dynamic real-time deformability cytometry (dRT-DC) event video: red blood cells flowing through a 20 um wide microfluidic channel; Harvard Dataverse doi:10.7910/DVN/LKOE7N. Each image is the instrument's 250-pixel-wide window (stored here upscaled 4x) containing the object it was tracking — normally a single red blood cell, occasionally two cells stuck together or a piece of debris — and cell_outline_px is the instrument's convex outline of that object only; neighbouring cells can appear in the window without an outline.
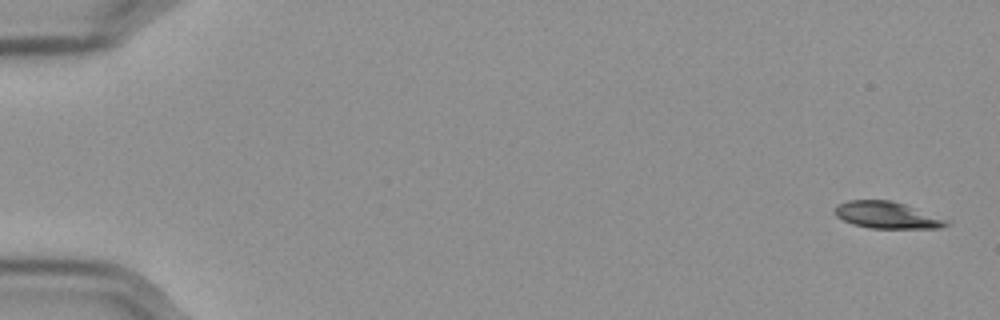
{"species": "Egyptian fruit bat (a non-hibernating species)", "species_latin": "Rousettus aegyptiacus", "temperature_condition": "cold", "stored_images_in_passage": 57, "camera_frame_rate_fps": 3000, "um_per_image_px": 0.085, "frame": {"image": 1, "passage_image": 1, "time_ms": 0.0, "image_size_px": [1000, 320], "cell_outline_px": [[952, 220], [948, 224], [940, 228], [868, 228], [852, 224], [836, 216], [836, 204], [848, 200], [892, 200]], "centroid_in_image_um": [75.43, 18.28], "position_along_channel_um": 9.6, "area_um2": 17.51}}
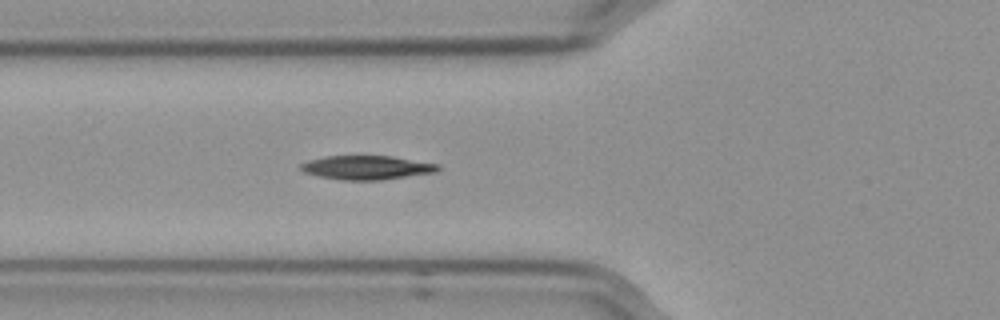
{"frame": {"image": 2, "passage_image": 21, "time_ms": 6.667, "image_size_px": [1000, 320], "cell_outline_px": [[440, 172], [380, 180], [340, 180], [320, 176], [304, 172], [300, 168], [300, 164], [308, 160], [324, 156], [392, 156], [440, 164]], "centroid_in_image_um": [31.22, 14.24], "position_along_channel_um": 94.6, "area_um2": 19.31}}
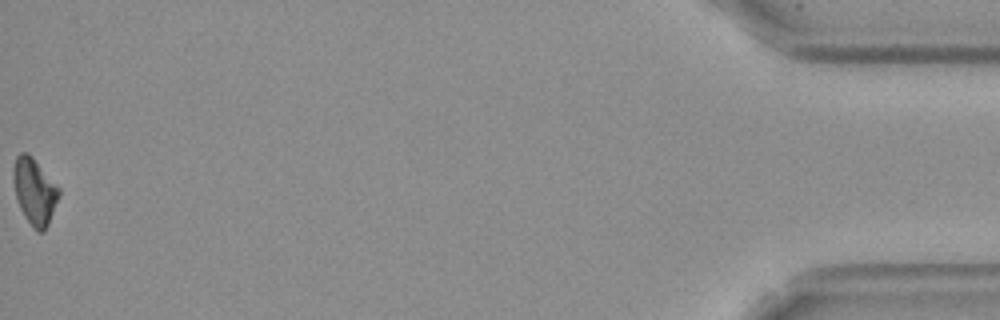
{"frame": {"image": 3, "passage_image": 57, "time_ms": 18.667, "image_size_px": [1000, 320], "cell_outline_px": [[60, 196], [48, 224], [44, 232], [40, 232], [32, 228], [24, 216], [16, 200], [12, 180], [12, 176], [16, 156], [20, 152], [28, 152], [32, 156], [60, 188]], "centroid_in_image_um": [2.93, 16.26], "position_along_channel_um": 432.3, "area_um2": 17.86}, "authors_computed_cell_mechanics": {"area_um2": 18.6694, "velocity_mm_per_s": 3.5722, "shape_relaxation_time_tau1_ms": 4.7103, "shape_relaxation_time_tau2_ms": null, "deformation_change_tau1": 0.1449, "deformation_change_tau2": null}}